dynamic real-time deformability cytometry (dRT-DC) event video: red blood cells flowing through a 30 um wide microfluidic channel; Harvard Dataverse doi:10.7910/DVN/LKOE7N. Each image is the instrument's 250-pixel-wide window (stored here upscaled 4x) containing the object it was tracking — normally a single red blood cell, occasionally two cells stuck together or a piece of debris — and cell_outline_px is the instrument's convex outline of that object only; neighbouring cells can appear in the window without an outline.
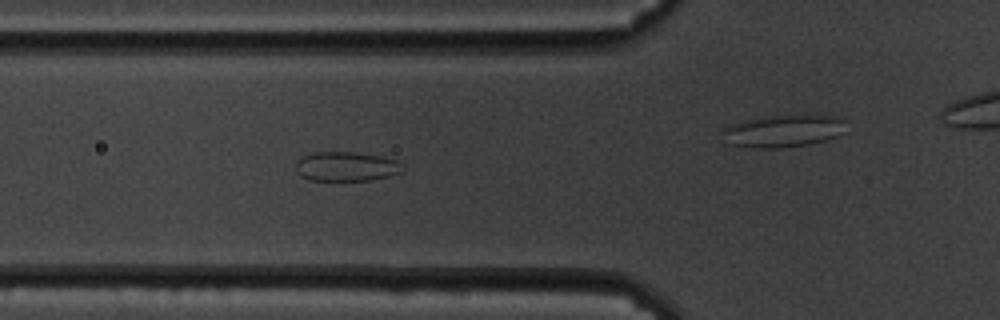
{"species": "common noctule bat (a hibernating species)", "species_latin": "Nyctalus noctula", "temperature_condition": "cold", "stored_images_in_passage": 58, "camera_frame_rate_fps": 3000, "um_per_image_px": 0.085, "animal": {"sex": "male", "body_mass_g": 19.5, "forearm_length_mm": 54.6}, "frame": {"image": 1, "passage_image": 20, "time_ms": 6.333, "image_size_px": [1000, 320], "cell_outline_px": [[400, 172], [388, 176], [372, 180], [308, 180], [300, 176], [296, 172], [296, 160], [312, 152], [356, 152], [380, 156], [396, 160], [400, 164]], "centroid_in_image_um": [29.36, 14.15], "position_along_channel_um": 96.4, "area_um2": 18.21}}
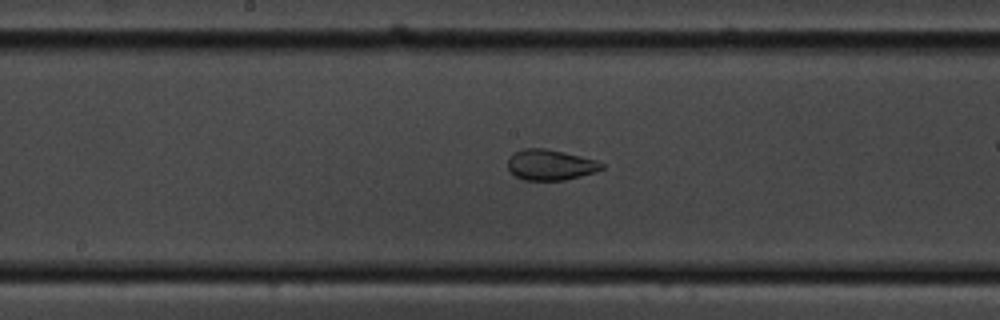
{"frame": {"image": 2, "passage_image": 29, "time_ms": 9.333, "image_size_px": [1000, 320], "cell_outline_px": [[604, 168], [596, 172], [564, 180], [524, 180], [516, 176], [508, 168], [508, 156], [524, 148], [544, 148], [564, 152], [596, 160], [604, 164]], "centroid_in_image_um": [46.78, 14.01], "position_along_channel_um": 201.4, "area_um2": 16.7}}
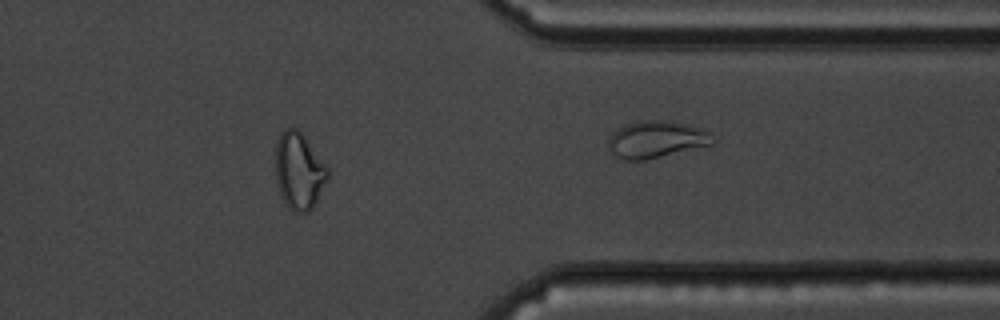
{"frame": {"image": 3, "passage_image": 46, "time_ms": 15.0, "image_size_px": [1000, 320], "cell_outline_px": [[328, 176], [312, 208], [308, 212], [292, 212], [284, 204], [276, 180], [276, 144], [280, 132], [284, 128], [296, 128], [304, 136], [328, 164]], "centroid_in_image_um": [25.41, 14.52], "position_along_channel_um": 386.0, "area_um2": 23.41}, "authors_computed_cell_mechanics": {"area_um2": 22.4842, "velocity_mm_per_s": 3.4898, "shape_relaxation_time_tau1_ms": null, "shape_relaxation_time_tau2_ms": 1.3092, "deformation_change_tau1": null, "deformation_change_tau2": 0.0731}}